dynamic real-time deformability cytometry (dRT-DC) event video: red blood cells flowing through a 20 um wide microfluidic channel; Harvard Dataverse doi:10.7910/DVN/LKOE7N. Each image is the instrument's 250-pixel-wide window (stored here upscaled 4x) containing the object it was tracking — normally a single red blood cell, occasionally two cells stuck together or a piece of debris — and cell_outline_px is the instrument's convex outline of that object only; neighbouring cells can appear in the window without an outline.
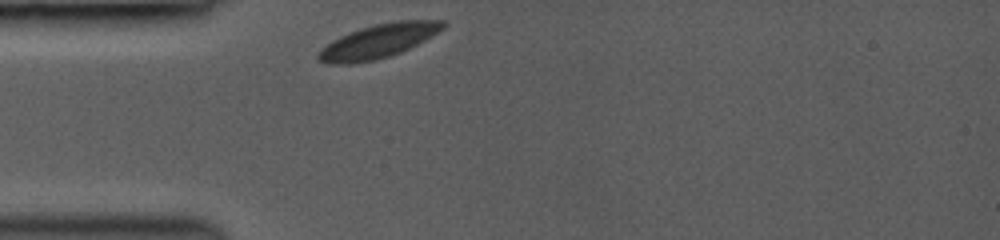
{"species": "common noctule bat (a hibernating species)", "species_latin": "Nyctalus noctula", "temperature_condition": "room temperature", "stored_images_in_passage": 19, "camera_frame_rate_fps": 3000, "um_per_image_px": 0.085, "animal": {"sex": "female", "body_mass_g": 19.0, "forearm_length_mm": 53.3}, "frame": {"image": 1, "passage_image": 1, "time_ms": 0.0, "image_size_px": [1000, 240], "cell_outline_px": [[448, 24], [444, 28], [432, 36], [400, 52], [388, 56], [372, 60], [352, 64], [328, 64], [320, 60], [316, 56], [316, 52], [320, 48], [332, 40], [340, 36], [360, 28], [376, 24], [396, 20], [448, 20]], "centroid_in_image_um": [32.15, 3.48], "position_along_channel_um": 52.8, "area_um2": 24.62}}
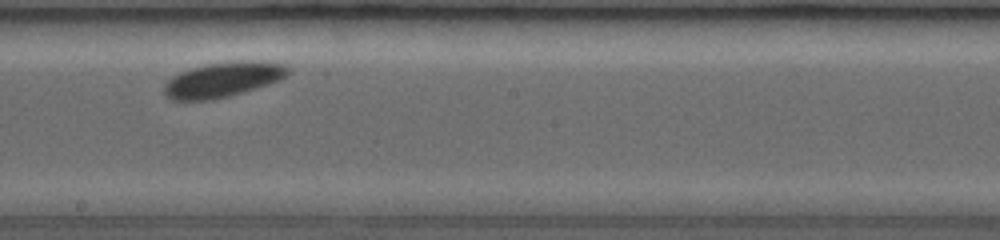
{"frame": {"image": 2, "passage_image": 11, "time_ms": 4.667, "image_size_px": [1000, 240], "cell_outline_px": [[292, 72], [288, 76], [280, 80], [244, 92], [212, 100], [172, 100], [164, 96], [164, 84], [172, 76], [180, 72], [204, 64], [240, 60], [260, 60], [284, 64], [292, 68]], "centroid_in_image_um": [19.0, 6.75], "position_along_channel_um": 229.2, "area_um2": 25.72}}
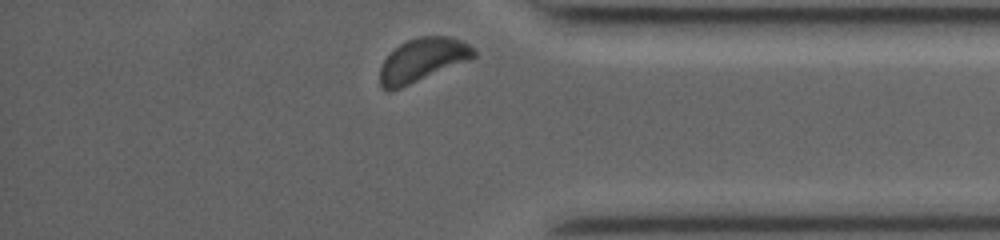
{"frame": {"image": 3, "passage_image": 19, "time_ms": 9.0, "image_size_px": [1000, 240], "cell_outline_px": [[476, 56], [472, 60], [400, 88], [388, 92], [380, 88], [380, 68], [384, 60], [400, 44], [408, 40], [420, 36], [452, 36], [468, 44], [476, 52]], "centroid_in_image_um": [35.93, 5.11], "position_along_channel_um": 399.3, "area_um2": 23.87}, "authors_computed_cell_mechanics": {"area_um2": 24.4494, "velocity_mm_per_s": 3.9561, "shape_relaxation_time_tau1_ms": 1.355, "shape_relaxation_time_tau2_ms": null, "deformation_change_tau1": 0.0506, "deformation_change_tau2": null}}